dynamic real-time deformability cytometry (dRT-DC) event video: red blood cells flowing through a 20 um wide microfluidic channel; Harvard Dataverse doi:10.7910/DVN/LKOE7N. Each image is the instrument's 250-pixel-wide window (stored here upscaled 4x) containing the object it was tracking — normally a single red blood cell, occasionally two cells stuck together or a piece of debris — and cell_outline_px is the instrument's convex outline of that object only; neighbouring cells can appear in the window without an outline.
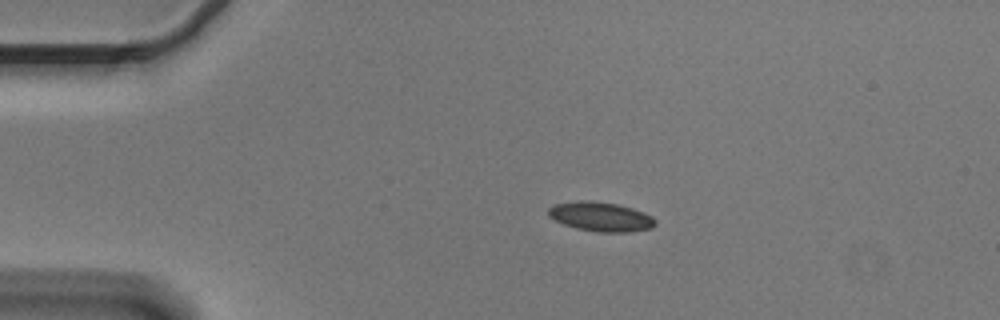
{"species": "Egyptian fruit bat (a non-hibernating species)", "species_latin": "Rousettus aegyptiacus", "temperature_condition": "cold", "stored_images_in_passage": 45, "camera_frame_rate_fps": 3000, "um_per_image_px": 0.085, "animal": {"sex": "male"}, "frame": {"image": 1, "passage_image": 1, "time_ms": 0.0, "image_size_px": [1000, 320], "cell_outline_px": [[656, 224], [652, 228], [628, 232], [596, 232], [576, 228], [564, 224], [548, 216], [548, 208], [552, 204], [576, 200], [592, 200], [616, 204], [632, 208], [644, 212], [652, 216], [656, 220]], "centroid_in_image_um": [51.05, 18.41], "position_along_channel_um": 34.0, "area_um2": 18.5}}
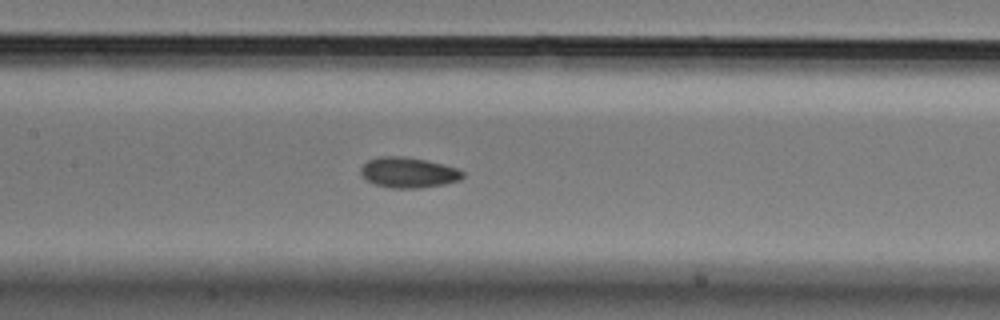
{"frame": {"image": 2, "passage_image": 16, "time_ms": 5.0, "image_size_px": [1000, 320], "cell_outline_px": [[464, 176], [460, 180], [444, 184], [420, 188], [388, 188], [364, 180], [360, 176], [360, 168], [368, 160], [380, 156], [404, 156], [428, 160], [460, 168], [464, 172]], "centroid_in_image_um": [34.71, 14.66], "position_along_channel_um": 172.7, "area_um2": 18.5}}
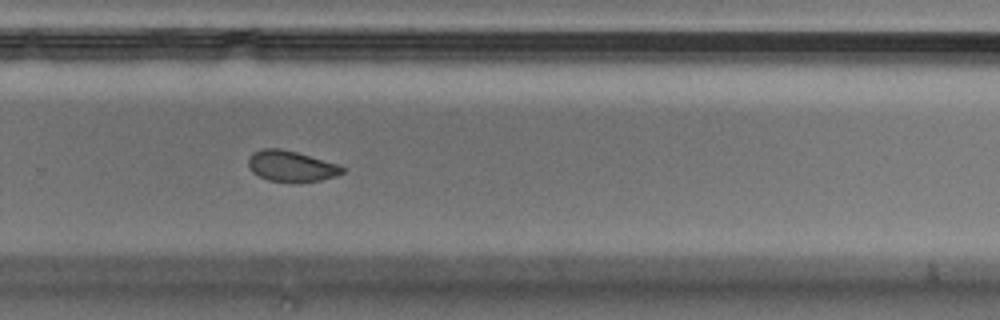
{"frame": {"image": 3, "passage_image": 27, "time_ms": 8.667, "image_size_px": [1000, 320], "cell_outline_px": [[344, 172], [336, 176], [320, 180], [300, 184], [292, 184], [268, 180], [252, 172], [248, 164], [248, 160], [252, 152], [264, 148], [280, 148], [296, 152], [340, 164], [344, 168]], "centroid_in_image_um": [24.77, 14.15], "position_along_channel_um": 305.0, "area_um2": 17.34}, "authors_computed_cell_mechanics": {"area_um2": 18.2648, "velocity_mm_per_s": 3.6221, "shape_relaxation_time_tau1_ms": 5.2054, "shape_relaxation_time_tau2_ms": 3.9397, "deformation_change_tau1": 0.0917, "deformation_change_tau2": 0.0823}}